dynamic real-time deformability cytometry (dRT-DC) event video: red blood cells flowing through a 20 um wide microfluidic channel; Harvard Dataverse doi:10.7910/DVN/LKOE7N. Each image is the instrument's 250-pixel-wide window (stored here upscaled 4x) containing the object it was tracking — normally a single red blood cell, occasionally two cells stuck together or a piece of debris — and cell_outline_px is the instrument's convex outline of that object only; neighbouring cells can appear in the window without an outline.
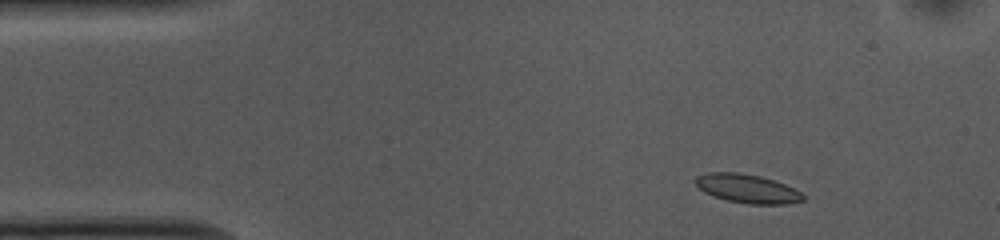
{"species": "common noctule bat (a hibernating species)", "species_latin": "Nyctalus noctula", "temperature_condition": "cold", "stored_images_in_passage": 50, "camera_frame_rate_fps": 3000, "um_per_image_px": 0.085, "animal": {"sex": "female", "body_mass_g": 10.0, "forearm_length_mm": 53.1}, "frame": {"image": 1, "passage_image": 4, "time_ms": 1.0, "image_size_px": [1000, 240], "cell_outline_px": [[804, 200], [788, 204], [748, 204], [728, 200], [712, 196], [704, 192], [696, 184], [696, 176], [708, 172], [740, 172], [760, 176], [784, 184], [800, 192], [804, 196]], "centroid_in_image_um": [63.5, 16.03], "position_along_channel_um": 21.5, "area_um2": 17.92}}
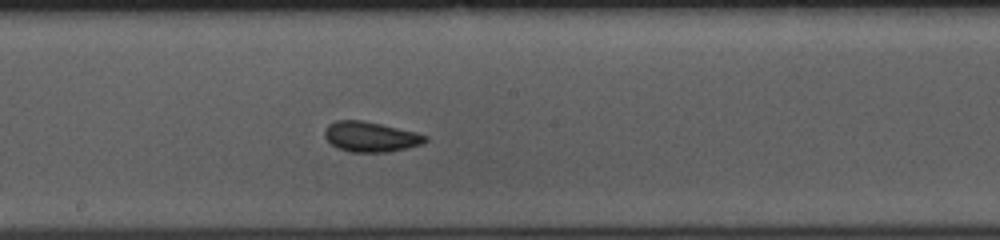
{"frame": {"image": 2, "passage_image": 25, "time_ms": 8.0, "image_size_px": [1000, 240], "cell_outline_px": [[428, 140], [424, 144], [408, 148], [388, 152], [348, 152], [336, 148], [324, 136], [324, 132], [328, 124], [336, 120], [360, 120], [380, 124], [416, 132], [428, 136]], "centroid_in_image_um": [31.51, 11.64], "position_along_channel_um": 216.7, "area_um2": 17.8}}
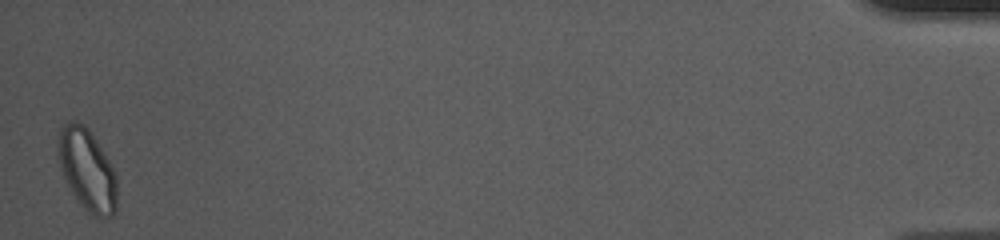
{"frame": {"image": 3, "passage_image": 50, "time_ms": 16.333, "image_size_px": [1000, 240], "cell_outline_px": [[116, 212], [112, 216], [96, 216], [88, 212], [80, 204], [64, 180], [60, 168], [56, 148], [60, 132], [64, 124], [72, 120], [76, 120], [88, 128], [96, 140], [116, 172]], "centroid_in_image_um": [7.39, 14.42], "position_along_channel_um": 427.8, "area_um2": 28.03}, "authors_computed_cell_mechanics": {"area_um2": 17.6868, "velocity_mm_per_s": 3.6926, "shape_relaxation_time_tau1_ms": 6.4272, "shape_relaxation_time_tau2_ms": 1.7175, "deformation_change_tau1": 0.1477, "deformation_change_tau2": 0.0834}}